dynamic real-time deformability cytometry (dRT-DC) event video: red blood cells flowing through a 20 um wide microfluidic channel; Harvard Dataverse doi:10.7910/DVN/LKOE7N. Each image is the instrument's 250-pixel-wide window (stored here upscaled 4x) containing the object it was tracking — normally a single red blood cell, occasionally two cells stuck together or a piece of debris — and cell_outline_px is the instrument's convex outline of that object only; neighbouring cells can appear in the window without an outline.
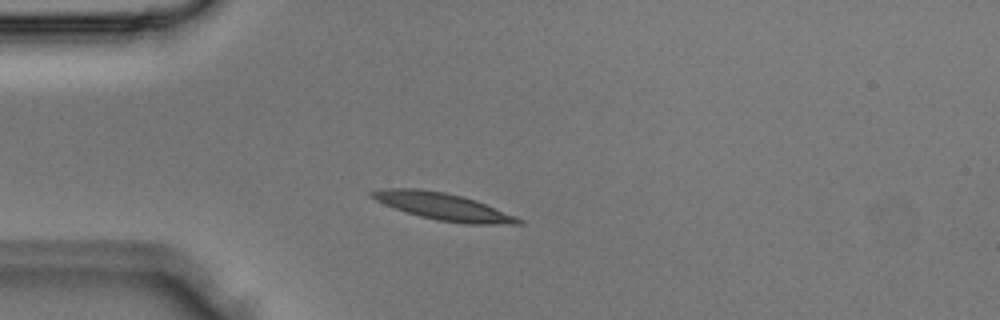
{"species": "Egyptian fruit bat (a non-hibernating species)", "species_latin": "Rousettus aegyptiacus", "temperature_condition": "room temperature", "stored_images_in_passage": 3, "camera_frame_rate_fps": 3000, "um_per_image_px": 0.085, "animal": {"sex": "male"}, "frame": {"image": 1, "passage_image": 3, "time_ms": 0.667, "image_size_px": [1000, 320], "cell_outline_px": [[524, 224], [464, 224], [436, 220], [420, 216], [384, 204], [368, 196], [368, 192], [384, 188], [416, 188], [444, 192], [476, 200], [516, 216], [524, 220]], "centroid_in_image_um": [37.67, 17.56], "position_along_channel_um": 47.3, "area_um2": 23.06}}